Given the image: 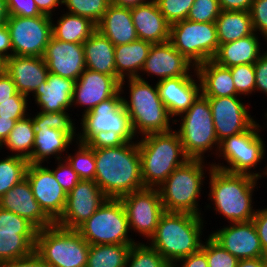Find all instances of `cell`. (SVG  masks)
Returning <instances> with one entry per match:
<instances>
[{
	"label": "cell",
	"mask_w": 267,
	"mask_h": 267,
	"mask_svg": "<svg viewBox=\"0 0 267 267\" xmlns=\"http://www.w3.org/2000/svg\"><path fill=\"white\" fill-rule=\"evenodd\" d=\"M94 181L107 198L120 199L144 187L138 142L95 149Z\"/></svg>",
	"instance_id": "cell-1"
},
{
	"label": "cell",
	"mask_w": 267,
	"mask_h": 267,
	"mask_svg": "<svg viewBox=\"0 0 267 267\" xmlns=\"http://www.w3.org/2000/svg\"><path fill=\"white\" fill-rule=\"evenodd\" d=\"M208 204L204 211L213 208L229 223L248 222L255 216L254 191L258 178L249 174L230 173L212 167L208 177ZM213 206V207H212ZM254 206V207H253Z\"/></svg>",
	"instance_id": "cell-2"
},
{
	"label": "cell",
	"mask_w": 267,
	"mask_h": 267,
	"mask_svg": "<svg viewBox=\"0 0 267 267\" xmlns=\"http://www.w3.org/2000/svg\"><path fill=\"white\" fill-rule=\"evenodd\" d=\"M127 91L128 93H126ZM120 92L122 104L137 138L173 129L174 119L169 115L162 102L156 84L151 83L150 85L149 81L138 77L126 78L120 81ZM125 93L129 95L126 96Z\"/></svg>",
	"instance_id": "cell-3"
},
{
	"label": "cell",
	"mask_w": 267,
	"mask_h": 267,
	"mask_svg": "<svg viewBox=\"0 0 267 267\" xmlns=\"http://www.w3.org/2000/svg\"><path fill=\"white\" fill-rule=\"evenodd\" d=\"M190 213L164 212L154 235L147 242L172 266L201 249L206 220Z\"/></svg>",
	"instance_id": "cell-4"
},
{
	"label": "cell",
	"mask_w": 267,
	"mask_h": 267,
	"mask_svg": "<svg viewBox=\"0 0 267 267\" xmlns=\"http://www.w3.org/2000/svg\"><path fill=\"white\" fill-rule=\"evenodd\" d=\"M212 167L210 161L201 159H188L177 167L158 187L165 212L204 216L199 197Z\"/></svg>",
	"instance_id": "cell-5"
},
{
	"label": "cell",
	"mask_w": 267,
	"mask_h": 267,
	"mask_svg": "<svg viewBox=\"0 0 267 267\" xmlns=\"http://www.w3.org/2000/svg\"><path fill=\"white\" fill-rule=\"evenodd\" d=\"M141 175L145 188H158L168 176L189 158L176 129L137 138Z\"/></svg>",
	"instance_id": "cell-6"
},
{
	"label": "cell",
	"mask_w": 267,
	"mask_h": 267,
	"mask_svg": "<svg viewBox=\"0 0 267 267\" xmlns=\"http://www.w3.org/2000/svg\"><path fill=\"white\" fill-rule=\"evenodd\" d=\"M174 125L179 126H174V129H177L184 152L189 159L208 161L206 158L209 155H217L220 143L207 97L200 94L187 111L180 114L178 119H174Z\"/></svg>",
	"instance_id": "cell-7"
},
{
	"label": "cell",
	"mask_w": 267,
	"mask_h": 267,
	"mask_svg": "<svg viewBox=\"0 0 267 267\" xmlns=\"http://www.w3.org/2000/svg\"><path fill=\"white\" fill-rule=\"evenodd\" d=\"M264 128L258 121L249 130L225 138L220 142L215 156L219 162L212 161V166L226 172L249 174L258 178L262 173L258 165H261L260 163L265 158L267 147L263 138L264 134H261ZM258 167H260L259 171L256 169Z\"/></svg>",
	"instance_id": "cell-8"
},
{
	"label": "cell",
	"mask_w": 267,
	"mask_h": 267,
	"mask_svg": "<svg viewBox=\"0 0 267 267\" xmlns=\"http://www.w3.org/2000/svg\"><path fill=\"white\" fill-rule=\"evenodd\" d=\"M89 249L75 229L54 224L36 234L35 251L50 267H86Z\"/></svg>",
	"instance_id": "cell-9"
},
{
	"label": "cell",
	"mask_w": 267,
	"mask_h": 267,
	"mask_svg": "<svg viewBox=\"0 0 267 267\" xmlns=\"http://www.w3.org/2000/svg\"><path fill=\"white\" fill-rule=\"evenodd\" d=\"M89 245H133L125 207L120 199L107 198L98 210L76 229Z\"/></svg>",
	"instance_id": "cell-10"
},
{
	"label": "cell",
	"mask_w": 267,
	"mask_h": 267,
	"mask_svg": "<svg viewBox=\"0 0 267 267\" xmlns=\"http://www.w3.org/2000/svg\"><path fill=\"white\" fill-rule=\"evenodd\" d=\"M169 41L195 67L213 59L219 47L215 23L187 19L170 25Z\"/></svg>",
	"instance_id": "cell-11"
},
{
	"label": "cell",
	"mask_w": 267,
	"mask_h": 267,
	"mask_svg": "<svg viewBox=\"0 0 267 267\" xmlns=\"http://www.w3.org/2000/svg\"><path fill=\"white\" fill-rule=\"evenodd\" d=\"M80 118V127H78V141L80 142L86 143L99 131H114L126 142L137 140L132 130L130 118L122 104L120 90L113 97L102 101Z\"/></svg>",
	"instance_id": "cell-12"
},
{
	"label": "cell",
	"mask_w": 267,
	"mask_h": 267,
	"mask_svg": "<svg viewBox=\"0 0 267 267\" xmlns=\"http://www.w3.org/2000/svg\"><path fill=\"white\" fill-rule=\"evenodd\" d=\"M51 16H9L6 26L10 33L12 56L43 57L52 37Z\"/></svg>",
	"instance_id": "cell-13"
},
{
	"label": "cell",
	"mask_w": 267,
	"mask_h": 267,
	"mask_svg": "<svg viewBox=\"0 0 267 267\" xmlns=\"http://www.w3.org/2000/svg\"><path fill=\"white\" fill-rule=\"evenodd\" d=\"M120 200L126 210L131 235L135 232L136 236L138 234L139 238L142 236L148 242L165 212L158 188L133 191Z\"/></svg>",
	"instance_id": "cell-14"
},
{
	"label": "cell",
	"mask_w": 267,
	"mask_h": 267,
	"mask_svg": "<svg viewBox=\"0 0 267 267\" xmlns=\"http://www.w3.org/2000/svg\"><path fill=\"white\" fill-rule=\"evenodd\" d=\"M240 97L208 98L219 143L227 137L249 130L258 121L249 112L247 106L250 104H245L247 101Z\"/></svg>",
	"instance_id": "cell-15"
},
{
	"label": "cell",
	"mask_w": 267,
	"mask_h": 267,
	"mask_svg": "<svg viewBox=\"0 0 267 267\" xmlns=\"http://www.w3.org/2000/svg\"><path fill=\"white\" fill-rule=\"evenodd\" d=\"M106 199L94 180H80L67 194L64 212L55 224L65 229L76 230Z\"/></svg>",
	"instance_id": "cell-16"
},
{
	"label": "cell",
	"mask_w": 267,
	"mask_h": 267,
	"mask_svg": "<svg viewBox=\"0 0 267 267\" xmlns=\"http://www.w3.org/2000/svg\"><path fill=\"white\" fill-rule=\"evenodd\" d=\"M26 178L36 201L43 211L56 222L64 212L67 193L57 182L50 167L44 164H29Z\"/></svg>",
	"instance_id": "cell-17"
},
{
	"label": "cell",
	"mask_w": 267,
	"mask_h": 267,
	"mask_svg": "<svg viewBox=\"0 0 267 267\" xmlns=\"http://www.w3.org/2000/svg\"><path fill=\"white\" fill-rule=\"evenodd\" d=\"M209 235L238 260L267 257L253 220L220 226Z\"/></svg>",
	"instance_id": "cell-18"
},
{
	"label": "cell",
	"mask_w": 267,
	"mask_h": 267,
	"mask_svg": "<svg viewBox=\"0 0 267 267\" xmlns=\"http://www.w3.org/2000/svg\"><path fill=\"white\" fill-rule=\"evenodd\" d=\"M194 70L195 66L179 53L170 41H167L151 45L138 78L147 81L148 77H145L147 74L149 78L157 76L156 82H159L169 78L189 76Z\"/></svg>",
	"instance_id": "cell-19"
},
{
	"label": "cell",
	"mask_w": 267,
	"mask_h": 267,
	"mask_svg": "<svg viewBox=\"0 0 267 267\" xmlns=\"http://www.w3.org/2000/svg\"><path fill=\"white\" fill-rule=\"evenodd\" d=\"M119 90L120 80L117 76H108L86 68L75 81L72 107H83L82 116L102 101L113 97Z\"/></svg>",
	"instance_id": "cell-20"
},
{
	"label": "cell",
	"mask_w": 267,
	"mask_h": 267,
	"mask_svg": "<svg viewBox=\"0 0 267 267\" xmlns=\"http://www.w3.org/2000/svg\"><path fill=\"white\" fill-rule=\"evenodd\" d=\"M43 59L49 73L76 81L86 69L83 44L51 37Z\"/></svg>",
	"instance_id": "cell-21"
},
{
	"label": "cell",
	"mask_w": 267,
	"mask_h": 267,
	"mask_svg": "<svg viewBox=\"0 0 267 267\" xmlns=\"http://www.w3.org/2000/svg\"><path fill=\"white\" fill-rule=\"evenodd\" d=\"M154 83L157 85L162 102L173 119H177L180 114L187 111L201 94V85L196 70L189 76L169 78Z\"/></svg>",
	"instance_id": "cell-22"
},
{
	"label": "cell",
	"mask_w": 267,
	"mask_h": 267,
	"mask_svg": "<svg viewBox=\"0 0 267 267\" xmlns=\"http://www.w3.org/2000/svg\"><path fill=\"white\" fill-rule=\"evenodd\" d=\"M0 208L25 218L37 230L55 224L34 198L31 185L26 177L0 198Z\"/></svg>",
	"instance_id": "cell-23"
},
{
	"label": "cell",
	"mask_w": 267,
	"mask_h": 267,
	"mask_svg": "<svg viewBox=\"0 0 267 267\" xmlns=\"http://www.w3.org/2000/svg\"><path fill=\"white\" fill-rule=\"evenodd\" d=\"M35 114V115H34ZM32 119L35 128L33 152L29 164H50L52 158L60 160L74 144V140L65 132L41 125V111L34 112ZM49 160V162H48Z\"/></svg>",
	"instance_id": "cell-24"
},
{
	"label": "cell",
	"mask_w": 267,
	"mask_h": 267,
	"mask_svg": "<svg viewBox=\"0 0 267 267\" xmlns=\"http://www.w3.org/2000/svg\"><path fill=\"white\" fill-rule=\"evenodd\" d=\"M5 72L11 77L18 93L30 100L31 95L44 82L49 74L43 57H27L13 55L5 60Z\"/></svg>",
	"instance_id": "cell-25"
},
{
	"label": "cell",
	"mask_w": 267,
	"mask_h": 267,
	"mask_svg": "<svg viewBox=\"0 0 267 267\" xmlns=\"http://www.w3.org/2000/svg\"><path fill=\"white\" fill-rule=\"evenodd\" d=\"M75 81L52 73L48 74L47 81L42 83L33 96L34 103L40 111L59 112L70 111Z\"/></svg>",
	"instance_id": "cell-26"
},
{
	"label": "cell",
	"mask_w": 267,
	"mask_h": 267,
	"mask_svg": "<svg viewBox=\"0 0 267 267\" xmlns=\"http://www.w3.org/2000/svg\"><path fill=\"white\" fill-rule=\"evenodd\" d=\"M130 9L138 39L152 44L170 40V24L160 12L155 0Z\"/></svg>",
	"instance_id": "cell-27"
},
{
	"label": "cell",
	"mask_w": 267,
	"mask_h": 267,
	"mask_svg": "<svg viewBox=\"0 0 267 267\" xmlns=\"http://www.w3.org/2000/svg\"><path fill=\"white\" fill-rule=\"evenodd\" d=\"M97 30L114 46L128 44L138 39L131 9L127 7L110 4L97 24Z\"/></svg>",
	"instance_id": "cell-28"
},
{
	"label": "cell",
	"mask_w": 267,
	"mask_h": 267,
	"mask_svg": "<svg viewBox=\"0 0 267 267\" xmlns=\"http://www.w3.org/2000/svg\"><path fill=\"white\" fill-rule=\"evenodd\" d=\"M261 45V36L254 31L249 36L219 45L212 60L228 68L243 64H254L266 51L262 49L263 46Z\"/></svg>",
	"instance_id": "cell-29"
},
{
	"label": "cell",
	"mask_w": 267,
	"mask_h": 267,
	"mask_svg": "<svg viewBox=\"0 0 267 267\" xmlns=\"http://www.w3.org/2000/svg\"><path fill=\"white\" fill-rule=\"evenodd\" d=\"M201 94L207 98L239 96L231 75L230 68L221 66L212 59L195 67Z\"/></svg>",
	"instance_id": "cell-30"
},
{
	"label": "cell",
	"mask_w": 267,
	"mask_h": 267,
	"mask_svg": "<svg viewBox=\"0 0 267 267\" xmlns=\"http://www.w3.org/2000/svg\"><path fill=\"white\" fill-rule=\"evenodd\" d=\"M86 68L108 76H116L115 46L96 30L84 43Z\"/></svg>",
	"instance_id": "cell-31"
},
{
	"label": "cell",
	"mask_w": 267,
	"mask_h": 267,
	"mask_svg": "<svg viewBox=\"0 0 267 267\" xmlns=\"http://www.w3.org/2000/svg\"><path fill=\"white\" fill-rule=\"evenodd\" d=\"M151 45L148 41L137 39L128 44L115 46L116 76L120 81L139 77Z\"/></svg>",
	"instance_id": "cell-32"
},
{
	"label": "cell",
	"mask_w": 267,
	"mask_h": 267,
	"mask_svg": "<svg viewBox=\"0 0 267 267\" xmlns=\"http://www.w3.org/2000/svg\"><path fill=\"white\" fill-rule=\"evenodd\" d=\"M61 13L56 14L61 15L59 18L51 16L52 37L57 40L83 44L97 30V25L88 18L62 10Z\"/></svg>",
	"instance_id": "cell-33"
},
{
	"label": "cell",
	"mask_w": 267,
	"mask_h": 267,
	"mask_svg": "<svg viewBox=\"0 0 267 267\" xmlns=\"http://www.w3.org/2000/svg\"><path fill=\"white\" fill-rule=\"evenodd\" d=\"M215 24L219 45L236 41L254 32L249 11L221 10Z\"/></svg>",
	"instance_id": "cell-34"
},
{
	"label": "cell",
	"mask_w": 267,
	"mask_h": 267,
	"mask_svg": "<svg viewBox=\"0 0 267 267\" xmlns=\"http://www.w3.org/2000/svg\"><path fill=\"white\" fill-rule=\"evenodd\" d=\"M35 139V128L32 113L17 120L14 128L9 133L7 139L0 146V152L4 148L13 156H18L30 160Z\"/></svg>",
	"instance_id": "cell-35"
},
{
	"label": "cell",
	"mask_w": 267,
	"mask_h": 267,
	"mask_svg": "<svg viewBox=\"0 0 267 267\" xmlns=\"http://www.w3.org/2000/svg\"><path fill=\"white\" fill-rule=\"evenodd\" d=\"M131 245H90L86 267H126Z\"/></svg>",
	"instance_id": "cell-36"
},
{
	"label": "cell",
	"mask_w": 267,
	"mask_h": 267,
	"mask_svg": "<svg viewBox=\"0 0 267 267\" xmlns=\"http://www.w3.org/2000/svg\"><path fill=\"white\" fill-rule=\"evenodd\" d=\"M36 234L0 233V264L35 251Z\"/></svg>",
	"instance_id": "cell-37"
},
{
	"label": "cell",
	"mask_w": 267,
	"mask_h": 267,
	"mask_svg": "<svg viewBox=\"0 0 267 267\" xmlns=\"http://www.w3.org/2000/svg\"><path fill=\"white\" fill-rule=\"evenodd\" d=\"M74 144V153L69 154L68 151L65 159L78 174L80 180H94L96 174L95 149L78 140Z\"/></svg>",
	"instance_id": "cell-38"
},
{
	"label": "cell",
	"mask_w": 267,
	"mask_h": 267,
	"mask_svg": "<svg viewBox=\"0 0 267 267\" xmlns=\"http://www.w3.org/2000/svg\"><path fill=\"white\" fill-rule=\"evenodd\" d=\"M0 158V198L26 177L29 161L10 155Z\"/></svg>",
	"instance_id": "cell-39"
},
{
	"label": "cell",
	"mask_w": 267,
	"mask_h": 267,
	"mask_svg": "<svg viewBox=\"0 0 267 267\" xmlns=\"http://www.w3.org/2000/svg\"><path fill=\"white\" fill-rule=\"evenodd\" d=\"M126 267H172L162 255L147 242L131 245Z\"/></svg>",
	"instance_id": "cell-40"
},
{
	"label": "cell",
	"mask_w": 267,
	"mask_h": 267,
	"mask_svg": "<svg viewBox=\"0 0 267 267\" xmlns=\"http://www.w3.org/2000/svg\"><path fill=\"white\" fill-rule=\"evenodd\" d=\"M62 11L90 19L96 25L108 9L109 0H62Z\"/></svg>",
	"instance_id": "cell-41"
},
{
	"label": "cell",
	"mask_w": 267,
	"mask_h": 267,
	"mask_svg": "<svg viewBox=\"0 0 267 267\" xmlns=\"http://www.w3.org/2000/svg\"><path fill=\"white\" fill-rule=\"evenodd\" d=\"M201 246V250L206 254L208 267H237L239 260L230 252L226 251L209 234Z\"/></svg>",
	"instance_id": "cell-42"
},
{
	"label": "cell",
	"mask_w": 267,
	"mask_h": 267,
	"mask_svg": "<svg viewBox=\"0 0 267 267\" xmlns=\"http://www.w3.org/2000/svg\"><path fill=\"white\" fill-rule=\"evenodd\" d=\"M72 116L67 111H41V125H48L50 128L65 132L76 142L78 140V125L76 127Z\"/></svg>",
	"instance_id": "cell-43"
},
{
	"label": "cell",
	"mask_w": 267,
	"mask_h": 267,
	"mask_svg": "<svg viewBox=\"0 0 267 267\" xmlns=\"http://www.w3.org/2000/svg\"><path fill=\"white\" fill-rule=\"evenodd\" d=\"M230 71L236 88V93L241 97L252 96L255 93L254 64L233 66L230 68Z\"/></svg>",
	"instance_id": "cell-44"
},
{
	"label": "cell",
	"mask_w": 267,
	"mask_h": 267,
	"mask_svg": "<svg viewBox=\"0 0 267 267\" xmlns=\"http://www.w3.org/2000/svg\"><path fill=\"white\" fill-rule=\"evenodd\" d=\"M166 21L172 25L185 20L195 0H155Z\"/></svg>",
	"instance_id": "cell-45"
},
{
	"label": "cell",
	"mask_w": 267,
	"mask_h": 267,
	"mask_svg": "<svg viewBox=\"0 0 267 267\" xmlns=\"http://www.w3.org/2000/svg\"><path fill=\"white\" fill-rule=\"evenodd\" d=\"M37 231L25 218L0 208V233L37 234Z\"/></svg>",
	"instance_id": "cell-46"
},
{
	"label": "cell",
	"mask_w": 267,
	"mask_h": 267,
	"mask_svg": "<svg viewBox=\"0 0 267 267\" xmlns=\"http://www.w3.org/2000/svg\"><path fill=\"white\" fill-rule=\"evenodd\" d=\"M220 12L218 0H195L186 19L200 23H215Z\"/></svg>",
	"instance_id": "cell-47"
},
{
	"label": "cell",
	"mask_w": 267,
	"mask_h": 267,
	"mask_svg": "<svg viewBox=\"0 0 267 267\" xmlns=\"http://www.w3.org/2000/svg\"><path fill=\"white\" fill-rule=\"evenodd\" d=\"M29 98L22 93H16L13 95V100H5L0 103V117L11 118L14 120H20L26 117L32 109Z\"/></svg>",
	"instance_id": "cell-48"
},
{
	"label": "cell",
	"mask_w": 267,
	"mask_h": 267,
	"mask_svg": "<svg viewBox=\"0 0 267 267\" xmlns=\"http://www.w3.org/2000/svg\"><path fill=\"white\" fill-rule=\"evenodd\" d=\"M56 167H51L52 172L57 179V182L63 188V190L68 194L80 181L78 174L72 169L68 161L63 158L60 160H55Z\"/></svg>",
	"instance_id": "cell-49"
},
{
	"label": "cell",
	"mask_w": 267,
	"mask_h": 267,
	"mask_svg": "<svg viewBox=\"0 0 267 267\" xmlns=\"http://www.w3.org/2000/svg\"><path fill=\"white\" fill-rule=\"evenodd\" d=\"M249 12L253 30L267 43V0H253Z\"/></svg>",
	"instance_id": "cell-50"
},
{
	"label": "cell",
	"mask_w": 267,
	"mask_h": 267,
	"mask_svg": "<svg viewBox=\"0 0 267 267\" xmlns=\"http://www.w3.org/2000/svg\"><path fill=\"white\" fill-rule=\"evenodd\" d=\"M92 149H101L117 147L126 143V141L114 131H99L95 133L87 142Z\"/></svg>",
	"instance_id": "cell-51"
},
{
	"label": "cell",
	"mask_w": 267,
	"mask_h": 267,
	"mask_svg": "<svg viewBox=\"0 0 267 267\" xmlns=\"http://www.w3.org/2000/svg\"><path fill=\"white\" fill-rule=\"evenodd\" d=\"M10 16L35 17L43 15L34 0H7Z\"/></svg>",
	"instance_id": "cell-52"
},
{
	"label": "cell",
	"mask_w": 267,
	"mask_h": 267,
	"mask_svg": "<svg viewBox=\"0 0 267 267\" xmlns=\"http://www.w3.org/2000/svg\"><path fill=\"white\" fill-rule=\"evenodd\" d=\"M255 92L267 96V50L254 63Z\"/></svg>",
	"instance_id": "cell-53"
},
{
	"label": "cell",
	"mask_w": 267,
	"mask_h": 267,
	"mask_svg": "<svg viewBox=\"0 0 267 267\" xmlns=\"http://www.w3.org/2000/svg\"><path fill=\"white\" fill-rule=\"evenodd\" d=\"M253 223L259 236L264 254L267 256V206L256 210Z\"/></svg>",
	"instance_id": "cell-54"
},
{
	"label": "cell",
	"mask_w": 267,
	"mask_h": 267,
	"mask_svg": "<svg viewBox=\"0 0 267 267\" xmlns=\"http://www.w3.org/2000/svg\"><path fill=\"white\" fill-rule=\"evenodd\" d=\"M0 267H50V266L36 253V251H34L29 256L1 263Z\"/></svg>",
	"instance_id": "cell-55"
},
{
	"label": "cell",
	"mask_w": 267,
	"mask_h": 267,
	"mask_svg": "<svg viewBox=\"0 0 267 267\" xmlns=\"http://www.w3.org/2000/svg\"><path fill=\"white\" fill-rule=\"evenodd\" d=\"M172 267H208L206 254L200 249L176 261Z\"/></svg>",
	"instance_id": "cell-56"
},
{
	"label": "cell",
	"mask_w": 267,
	"mask_h": 267,
	"mask_svg": "<svg viewBox=\"0 0 267 267\" xmlns=\"http://www.w3.org/2000/svg\"><path fill=\"white\" fill-rule=\"evenodd\" d=\"M16 93V85L11 77L5 71L0 73V103L5 100H13V95Z\"/></svg>",
	"instance_id": "cell-57"
},
{
	"label": "cell",
	"mask_w": 267,
	"mask_h": 267,
	"mask_svg": "<svg viewBox=\"0 0 267 267\" xmlns=\"http://www.w3.org/2000/svg\"><path fill=\"white\" fill-rule=\"evenodd\" d=\"M223 11H250L253 0H218Z\"/></svg>",
	"instance_id": "cell-58"
},
{
	"label": "cell",
	"mask_w": 267,
	"mask_h": 267,
	"mask_svg": "<svg viewBox=\"0 0 267 267\" xmlns=\"http://www.w3.org/2000/svg\"><path fill=\"white\" fill-rule=\"evenodd\" d=\"M0 56L5 60L12 57L10 33L6 24L0 25Z\"/></svg>",
	"instance_id": "cell-59"
},
{
	"label": "cell",
	"mask_w": 267,
	"mask_h": 267,
	"mask_svg": "<svg viewBox=\"0 0 267 267\" xmlns=\"http://www.w3.org/2000/svg\"><path fill=\"white\" fill-rule=\"evenodd\" d=\"M37 8L42 14L56 16L57 11H61L62 0H34ZM60 10H58V8ZM57 9V10H56ZM56 11V12H55Z\"/></svg>",
	"instance_id": "cell-60"
},
{
	"label": "cell",
	"mask_w": 267,
	"mask_h": 267,
	"mask_svg": "<svg viewBox=\"0 0 267 267\" xmlns=\"http://www.w3.org/2000/svg\"><path fill=\"white\" fill-rule=\"evenodd\" d=\"M16 120L0 117V146L7 139L9 133L14 128Z\"/></svg>",
	"instance_id": "cell-61"
},
{
	"label": "cell",
	"mask_w": 267,
	"mask_h": 267,
	"mask_svg": "<svg viewBox=\"0 0 267 267\" xmlns=\"http://www.w3.org/2000/svg\"><path fill=\"white\" fill-rule=\"evenodd\" d=\"M267 257L239 260L237 267H266Z\"/></svg>",
	"instance_id": "cell-62"
},
{
	"label": "cell",
	"mask_w": 267,
	"mask_h": 267,
	"mask_svg": "<svg viewBox=\"0 0 267 267\" xmlns=\"http://www.w3.org/2000/svg\"><path fill=\"white\" fill-rule=\"evenodd\" d=\"M149 0H109L110 4L132 8L147 3Z\"/></svg>",
	"instance_id": "cell-63"
},
{
	"label": "cell",
	"mask_w": 267,
	"mask_h": 267,
	"mask_svg": "<svg viewBox=\"0 0 267 267\" xmlns=\"http://www.w3.org/2000/svg\"><path fill=\"white\" fill-rule=\"evenodd\" d=\"M9 16L7 0H0V25L6 24Z\"/></svg>",
	"instance_id": "cell-64"
},
{
	"label": "cell",
	"mask_w": 267,
	"mask_h": 267,
	"mask_svg": "<svg viewBox=\"0 0 267 267\" xmlns=\"http://www.w3.org/2000/svg\"><path fill=\"white\" fill-rule=\"evenodd\" d=\"M5 71V59L0 56V73Z\"/></svg>",
	"instance_id": "cell-65"
},
{
	"label": "cell",
	"mask_w": 267,
	"mask_h": 267,
	"mask_svg": "<svg viewBox=\"0 0 267 267\" xmlns=\"http://www.w3.org/2000/svg\"><path fill=\"white\" fill-rule=\"evenodd\" d=\"M263 171H262V173L260 174V176L258 177V180H260L261 178H262V176H263V178L266 176L267 177V164H265V167H264V169H262Z\"/></svg>",
	"instance_id": "cell-66"
}]
</instances>
